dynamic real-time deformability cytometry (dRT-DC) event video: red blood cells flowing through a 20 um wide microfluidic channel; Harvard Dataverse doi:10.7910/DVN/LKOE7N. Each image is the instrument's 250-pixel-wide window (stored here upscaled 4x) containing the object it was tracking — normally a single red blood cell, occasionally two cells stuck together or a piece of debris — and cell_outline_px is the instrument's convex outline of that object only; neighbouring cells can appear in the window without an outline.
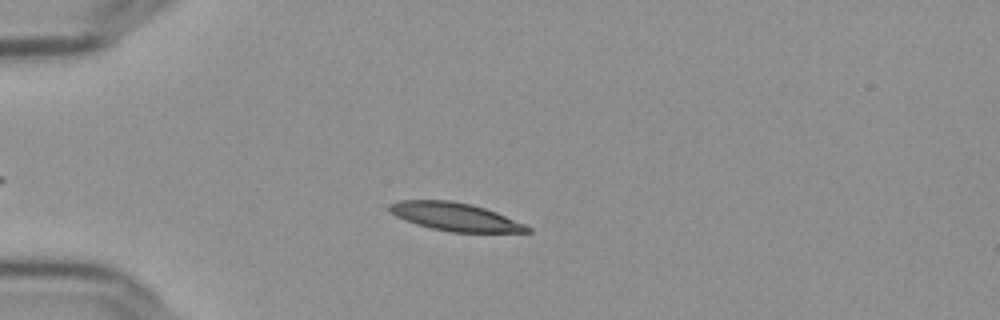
{"species": "Egyptian fruit bat (a non-hibernating species)", "species_latin": "Rousettus aegyptiacus", "temperature_condition": "cold", "stored_images_in_passage": 43, "camera_frame_rate_fps": 3000, "um_per_image_px": 0.085, "frame": {"image": 1, "passage_image": 2, "time_ms": 0.333, "image_size_px": [1000, 320], "cell_outline_px": [[532, 232], [452, 232], [432, 228], [416, 224], [404, 220], [396, 216], [388, 208], [388, 204], [400, 200], [448, 200], [472, 204], [496, 212], [524, 224], [532, 228]], "centroid_in_image_um": [38.67, 18.42], "position_along_channel_um": 46.3, "area_um2": 22.43}}
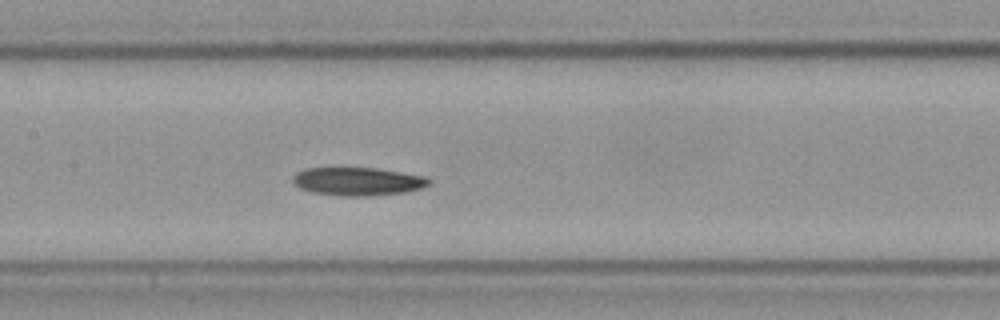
{"frame": {"image": 2, "passage_image": 15, "time_ms": 4.667, "image_size_px": [1000, 320], "cell_outline_px": [[428, 184], [420, 188], [404, 192], [364, 196], [340, 196], [312, 192], [300, 188], [292, 180], [292, 176], [296, 172], [304, 168], [336, 164], [340, 164], [376, 168], [428, 176]], "centroid_in_image_um": [30.3, 15.35], "position_along_channel_um": 177.1, "area_um2": 23.35}}
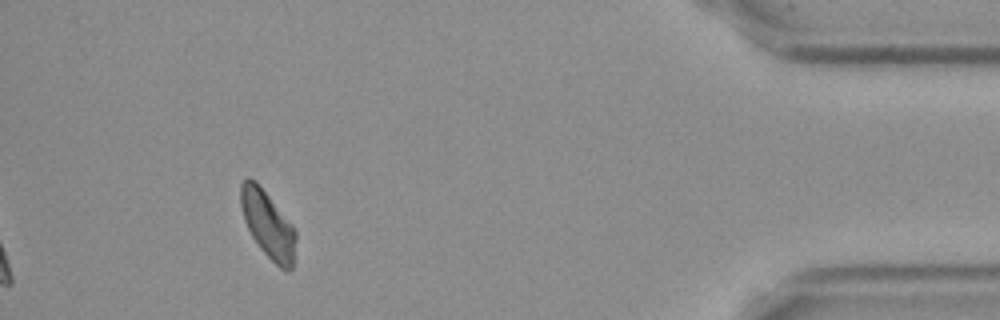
{"frame": {"image": 3, "passage_image": 39, "time_ms": 12.667, "image_size_px": [1000, 320], "cell_outline_px": [[296, 240], [292, 268], [288, 272], [280, 268], [260, 248], [252, 236], [244, 220], [240, 204], [240, 184], [248, 176], [256, 180], [292, 224], [296, 232]], "centroid_in_image_um": [22.76, 19.05], "position_along_channel_um": 412.4, "area_um2": 21.5}, "authors_computed_cell_mechanics": {"area_um2": 22.253, "velocity_mm_per_s": 3.6071, "shape_relaxation_time_tau1_ms": 5.15, "shape_relaxation_time_tau2_ms": null, "deformation_change_tau1": 0.1368, "deformation_change_tau2": null}}